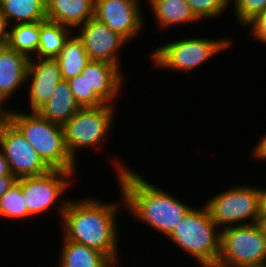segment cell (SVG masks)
I'll return each mask as SVG.
<instances>
[{
    "instance_id": "cell-13",
    "label": "cell",
    "mask_w": 266,
    "mask_h": 267,
    "mask_svg": "<svg viewBox=\"0 0 266 267\" xmlns=\"http://www.w3.org/2000/svg\"><path fill=\"white\" fill-rule=\"evenodd\" d=\"M59 64L55 59H29L27 82L31 112H36L50 100L56 85L62 81Z\"/></svg>"
},
{
    "instance_id": "cell-33",
    "label": "cell",
    "mask_w": 266,
    "mask_h": 267,
    "mask_svg": "<svg viewBox=\"0 0 266 267\" xmlns=\"http://www.w3.org/2000/svg\"><path fill=\"white\" fill-rule=\"evenodd\" d=\"M257 190L259 200V214H266V188L257 187Z\"/></svg>"
},
{
    "instance_id": "cell-26",
    "label": "cell",
    "mask_w": 266,
    "mask_h": 267,
    "mask_svg": "<svg viewBox=\"0 0 266 267\" xmlns=\"http://www.w3.org/2000/svg\"><path fill=\"white\" fill-rule=\"evenodd\" d=\"M238 24L246 26L256 15L266 10V0H230Z\"/></svg>"
},
{
    "instance_id": "cell-19",
    "label": "cell",
    "mask_w": 266,
    "mask_h": 267,
    "mask_svg": "<svg viewBox=\"0 0 266 267\" xmlns=\"http://www.w3.org/2000/svg\"><path fill=\"white\" fill-rule=\"evenodd\" d=\"M158 29L171 28L175 24L200 21L185 0H148Z\"/></svg>"
},
{
    "instance_id": "cell-25",
    "label": "cell",
    "mask_w": 266,
    "mask_h": 267,
    "mask_svg": "<svg viewBox=\"0 0 266 267\" xmlns=\"http://www.w3.org/2000/svg\"><path fill=\"white\" fill-rule=\"evenodd\" d=\"M192 12L201 21L220 17L230 8V0H185Z\"/></svg>"
},
{
    "instance_id": "cell-7",
    "label": "cell",
    "mask_w": 266,
    "mask_h": 267,
    "mask_svg": "<svg viewBox=\"0 0 266 267\" xmlns=\"http://www.w3.org/2000/svg\"><path fill=\"white\" fill-rule=\"evenodd\" d=\"M116 105L81 108L63 126L65 146L76 161V152L103 145L113 128ZM112 126V127H111Z\"/></svg>"
},
{
    "instance_id": "cell-2",
    "label": "cell",
    "mask_w": 266,
    "mask_h": 267,
    "mask_svg": "<svg viewBox=\"0 0 266 267\" xmlns=\"http://www.w3.org/2000/svg\"><path fill=\"white\" fill-rule=\"evenodd\" d=\"M120 195L121 202L115 201L116 203H107L92 197L78 201L69 198L61 219L62 236L100 251L117 267L120 260L117 216L120 208L124 209L122 211L126 210L121 190Z\"/></svg>"
},
{
    "instance_id": "cell-32",
    "label": "cell",
    "mask_w": 266,
    "mask_h": 267,
    "mask_svg": "<svg viewBox=\"0 0 266 267\" xmlns=\"http://www.w3.org/2000/svg\"><path fill=\"white\" fill-rule=\"evenodd\" d=\"M1 176H13V174L11 173V170L5 158L4 152L2 151V148L0 147V177Z\"/></svg>"
},
{
    "instance_id": "cell-12",
    "label": "cell",
    "mask_w": 266,
    "mask_h": 267,
    "mask_svg": "<svg viewBox=\"0 0 266 267\" xmlns=\"http://www.w3.org/2000/svg\"><path fill=\"white\" fill-rule=\"evenodd\" d=\"M79 29L76 34L82 40L90 61L111 63L122 71L118 53L126 43L128 44L123 36L112 31L94 17Z\"/></svg>"
},
{
    "instance_id": "cell-21",
    "label": "cell",
    "mask_w": 266,
    "mask_h": 267,
    "mask_svg": "<svg viewBox=\"0 0 266 267\" xmlns=\"http://www.w3.org/2000/svg\"><path fill=\"white\" fill-rule=\"evenodd\" d=\"M61 71L63 80H69L80 75L85 66L90 62L82 40L73 33L65 41L63 49L55 59Z\"/></svg>"
},
{
    "instance_id": "cell-11",
    "label": "cell",
    "mask_w": 266,
    "mask_h": 267,
    "mask_svg": "<svg viewBox=\"0 0 266 267\" xmlns=\"http://www.w3.org/2000/svg\"><path fill=\"white\" fill-rule=\"evenodd\" d=\"M140 3V0H95L94 18L130 42L141 34L145 23Z\"/></svg>"
},
{
    "instance_id": "cell-27",
    "label": "cell",
    "mask_w": 266,
    "mask_h": 267,
    "mask_svg": "<svg viewBox=\"0 0 266 267\" xmlns=\"http://www.w3.org/2000/svg\"><path fill=\"white\" fill-rule=\"evenodd\" d=\"M76 102L81 108L99 107L105 103L97 95H87V84L83 76L77 75L67 80Z\"/></svg>"
},
{
    "instance_id": "cell-5",
    "label": "cell",
    "mask_w": 266,
    "mask_h": 267,
    "mask_svg": "<svg viewBox=\"0 0 266 267\" xmlns=\"http://www.w3.org/2000/svg\"><path fill=\"white\" fill-rule=\"evenodd\" d=\"M232 38H183L169 41L161 46H157L154 52L150 53L153 67L157 69H170L188 73L206 61L213 58L214 55L231 47ZM230 46V47H229Z\"/></svg>"
},
{
    "instance_id": "cell-31",
    "label": "cell",
    "mask_w": 266,
    "mask_h": 267,
    "mask_svg": "<svg viewBox=\"0 0 266 267\" xmlns=\"http://www.w3.org/2000/svg\"><path fill=\"white\" fill-rule=\"evenodd\" d=\"M17 179L14 176L0 177V198L7 192V190L14 185Z\"/></svg>"
},
{
    "instance_id": "cell-10",
    "label": "cell",
    "mask_w": 266,
    "mask_h": 267,
    "mask_svg": "<svg viewBox=\"0 0 266 267\" xmlns=\"http://www.w3.org/2000/svg\"><path fill=\"white\" fill-rule=\"evenodd\" d=\"M0 147L16 179L42 175L51 170L9 120L1 128Z\"/></svg>"
},
{
    "instance_id": "cell-8",
    "label": "cell",
    "mask_w": 266,
    "mask_h": 267,
    "mask_svg": "<svg viewBox=\"0 0 266 267\" xmlns=\"http://www.w3.org/2000/svg\"><path fill=\"white\" fill-rule=\"evenodd\" d=\"M243 185L227 188L205 202L210 218L220 230L257 223L260 215L257 187Z\"/></svg>"
},
{
    "instance_id": "cell-29",
    "label": "cell",
    "mask_w": 266,
    "mask_h": 267,
    "mask_svg": "<svg viewBox=\"0 0 266 267\" xmlns=\"http://www.w3.org/2000/svg\"><path fill=\"white\" fill-rule=\"evenodd\" d=\"M9 28H10V25L7 19L0 12V47L8 45Z\"/></svg>"
},
{
    "instance_id": "cell-9",
    "label": "cell",
    "mask_w": 266,
    "mask_h": 267,
    "mask_svg": "<svg viewBox=\"0 0 266 267\" xmlns=\"http://www.w3.org/2000/svg\"><path fill=\"white\" fill-rule=\"evenodd\" d=\"M74 173L75 171L51 169L42 175L17 179L32 218L49 212L56 205L55 210L58 208L59 217L62 219L69 201L62 200V196L72 185Z\"/></svg>"
},
{
    "instance_id": "cell-15",
    "label": "cell",
    "mask_w": 266,
    "mask_h": 267,
    "mask_svg": "<svg viewBox=\"0 0 266 267\" xmlns=\"http://www.w3.org/2000/svg\"><path fill=\"white\" fill-rule=\"evenodd\" d=\"M29 59L7 46L0 47V103L14 97L17 90L27 83ZM10 98V99H9ZM5 102V103H4Z\"/></svg>"
},
{
    "instance_id": "cell-1",
    "label": "cell",
    "mask_w": 266,
    "mask_h": 267,
    "mask_svg": "<svg viewBox=\"0 0 266 267\" xmlns=\"http://www.w3.org/2000/svg\"><path fill=\"white\" fill-rule=\"evenodd\" d=\"M110 162L116 168L119 190L128 213L168 237L192 206L175 198L168 189H160L147 181L136 170L120 164L117 158Z\"/></svg>"
},
{
    "instance_id": "cell-30",
    "label": "cell",
    "mask_w": 266,
    "mask_h": 267,
    "mask_svg": "<svg viewBox=\"0 0 266 267\" xmlns=\"http://www.w3.org/2000/svg\"><path fill=\"white\" fill-rule=\"evenodd\" d=\"M251 155L261 161L266 160V134L261 137L260 141L253 147Z\"/></svg>"
},
{
    "instance_id": "cell-16",
    "label": "cell",
    "mask_w": 266,
    "mask_h": 267,
    "mask_svg": "<svg viewBox=\"0 0 266 267\" xmlns=\"http://www.w3.org/2000/svg\"><path fill=\"white\" fill-rule=\"evenodd\" d=\"M95 15V0H46V20L69 28L85 24Z\"/></svg>"
},
{
    "instance_id": "cell-18",
    "label": "cell",
    "mask_w": 266,
    "mask_h": 267,
    "mask_svg": "<svg viewBox=\"0 0 266 267\" xmlns=\"http://www.w3.org/2000/svg\"><path fill=\"white\" fill-rule=\"evenodd\" d=\"M57 267H117L106 255L83 244L62 237Z\"/></svg>"
},
{
    "instance_id": "cell-6",
    "label": "cell",
    "mask_w": 266,
    "mask_h": 267,
    "mask_svg": "<svg viewBox=\"0 0 266 267\" xmlns=\"http://www.w3.org/2000/svg\"><path fill=\"white\" fill-rule=\"evenodd\" d=\"M220 231L216 267H266V237L257 223Z\"/></svg>"
},
{
    "instance_id": "cell-3",
    "label": "cell",
    "mask_w": 266,
    "mask_h": 267,
    "mask_svg": "<svg viewBox=\"0 0 266 267\" xmlns=\"http://www.w3.org/2000/svg\"><path fill=\"white\" fill-rule=\"evenodd\" d=\"M8 120L22 133L39 157L50 169L76 171L78 168L69 154L62 126L41 117L37 112L9 109Z\"/></svg>"
},
{
    "instance_id": "cell-22",
    "label": "cell",
    "mask_w": 266,
    "mask_h": 267,
    "mask_svg": "<svg viewBox=\"0 0 266 267\" xmlns=\"http://www.w3.org/2000/svg\"><path fill=\"white\" fill-rule=\"evenodd\" d=\"M74 33L72 28L53 21H40V41L36 58L56 59L65 41Z\"/></svg>"
},
{
    "instance_id": "cell-34",
    "label": "cell",
    "mask_w": 266,
    "mask_h": 267,
    "mask_svg": "<svg viewBox=\"0 0 266 267\" xmlns=\"http://www.w3.org/2000/svg\"><path fill=\"white\" fill-rule=\"evenodd\" d=\"M5 105L0 103V131L3 126V124L8 120V107L5 108Z\"/></svg>"
},
{
    "instance_id": "cell-35",
    "label": "cell",
    "mask_w": 266,
    "mask_h": 267,
    "mask_svg": "<svg viewBox=\"0 0 266 267\" xmlns=\"http://www.w3.org/2000/svg\"><path fill=\"white\" fill-rule=\"evenodd\" d=\"M257 224L259 225L263 235L266 237V214L259 215Z\"/></svg>"
},
{
    "instance_id": "cell-14",
    "label": "cell",
    "mask_w": 266,
    "mask_h": 267,
    "mask_svg": "<svg viewBox=\"0 0 266 267\" xmlns=\"http://www.w3.org/2000/svg\"><path fill=\"white\" fill-rule=\"evenodd\" d=\"M81 75L87 84V95H97L105 104L115 105L124 83L122 71L111 63L90 61Z\"/></svg>"
},
{
    "instance_id": "cell-28",
    "label": "cell",
    "mask_w": 266,
    "mask_h": 267,
    "mask_svg": "<svg viewBox=\"0 0 266 267\" xmlns=\"http://www.w3.org/2000/svg\"><path fill=\"white\" fill-rule=\"evenodd\" d=\"M246 26L252 29L250 30V34H252V37H254L256 41H260V43H265L266 45V10L256 15Z\"/></svg>"
},
{
    "instance_id": "cell-24",
    "label": "cell",
    "mask_w": 266,
    "mask_h": 267,
    "mask_svg": "<svg viewBox=\"0 0 266 267\" xmlns=\"http://www.w3.org/2000/svg\"><path fill=\"white\" fill-rule=\"evenodd\" d=\"M25 201L21 184L16 181L0 198V217L8 220L31 218Z\"/></svg>"
},
{
    "instance_id": "cell-4",
    "label": "cell",
    "mask_w": 266,
    "mask_h": 267,
    "mask_svg": "<svg viewBox=\"0 0 266 267\" xmlns=\"http://www.w3.org/2000/svg\"><path fill=\"white\" fill-rule=\"evenodd\" d=\"M217 227L203 204L192 207L167 239L193 257L199 267H216L221 233Z\"/></svg>"
},
{
    "instance_id": "cell-23",
    "label": "cell",
    "mask_w": 266,
    "mask_h": 267,
    "mask_svg": "<svg viewBox=\"0 0 266 267\" xmlns=\"http://www.w3.org/2000/svg\"><path fill=\"white\" fill-rule=\"evenodd\" d=\"M40 41V21L19 23L9 28L8 46L32 59L37 55ZM34 55V56H33Z\"/></svg>"
},
{
    "instance_id": "cell-20",
    "label": "cell",
    "mask_w": 266,
    "mask_h": 267,
    "mask_svg": "<svg viewBox=\"0 0 266 267\" xmlns=\"http://www.w3.org/2000/svg\"><path fill=\"white\" fill-rule=\"evenodd\" d=\"M0 12L10 26L45 21L46 0H0Z\"/></svg>"
},
{
    "instance_id": "cell-17",
    "label": "cell",
    "mask_w": 266,
    "mask_h": 267,
    "mask_svg": "<svg viewBox=\"0 0 266 267\" xmlns=\"http://www.w3.org/2000/svg\"><path fill=\"white\" fill-rule=\"evenodd\" d=\"M80 109L68 81L62 80L54 88L50 100L36 112L50 122L63 126Z\"/></svg>"
}]
</instances>
